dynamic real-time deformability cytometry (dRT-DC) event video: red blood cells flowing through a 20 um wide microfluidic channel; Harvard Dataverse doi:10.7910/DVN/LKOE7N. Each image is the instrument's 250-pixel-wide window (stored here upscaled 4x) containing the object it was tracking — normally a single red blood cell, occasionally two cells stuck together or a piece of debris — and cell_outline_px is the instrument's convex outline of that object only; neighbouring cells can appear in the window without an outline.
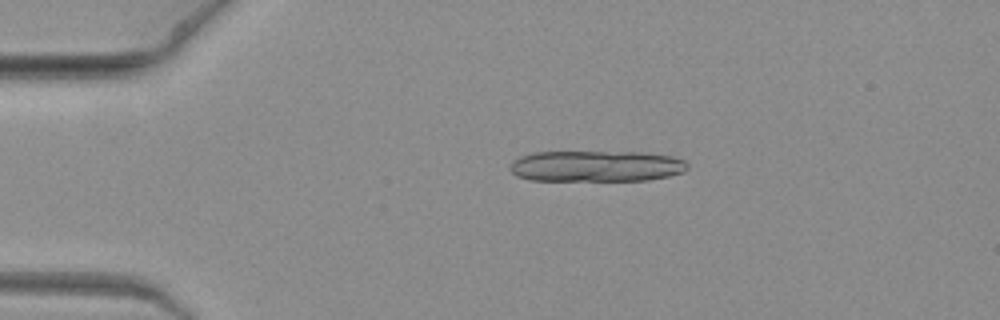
{"species": "common noctule bat (a hibernating species)", "species_latin": "Nyctalus noctula", "temperature_condition": "warm", "stored_images_in_passage": 7, "camera_frame_rate_fps": 3000, "um_per_image_px": 0.085, "animal": {"sex": "female", "body_mass_g": 19.3, "forearm_length_mm": 54.1}, "frame": {"image": 1, "passage_image": 7, "time_ms": 2.0, "image_size_px": [1000, 320], "cell_outline_px": [[688, 168], [684, 172], [668, 176], [648, 180], [532, 180], [516, 176], [512, 172], [512, 164], [520, 156], [532, 152], [644, 152], [672, 156], [684, 160], [688, 164]], "centroid_in_image_um": [50.73, 14.11], "position_along_channel_um": 34.3, "area_um2": 32.08}}